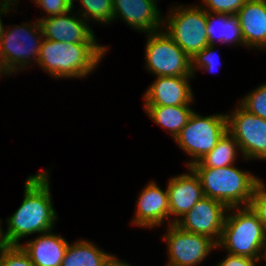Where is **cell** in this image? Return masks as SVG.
Returning a JSON list of instances; mask_svg holds the SVG:
<instances>
[{
  "instance_id": "1",
  "label": "cell",
  "mask_w": 266,
  "mask_h": 266,
  "mask_svg": "<svg viewBox=\"0 0 266 266\" xmlns=\"http://www.w3.org/2000/svg\"><path fill=\"white\" fill-rule=\"evenodd\" d=\"M48 174L29 176L25 183V196L21 206L7 220L4 233L9 245H20L21 238L32 233L51 231L56 212L52 206Z\"/></svg>"
},
{
  "instance_id": "2",
  "label": "cell",
  "mask_w": 266,
  "mask_h": 266,
  "mask_svg": "<svg viewBox=\"0 0 266 266\" xmlns=\"http://www.w3.org/2000/svg\"><path fill=\"white\" fill-rule=\"evenodd\" d=\"M43 39L37 62L55 78L85 77L97 66L106 51V47L98 44Z\"/></svg>"
},
{
  "instance_id": "3",
  "label": "cell",
  "mask_w": 266,
  "mask_h": 266,
  "mask_svg": "<svg viewBox=\"0 0 266 266\" xmlns=\"http://www.w3.org/2000/svg\"><path fill=\"white\" fill-rule=\"evenodd\" d=\"M199 177L203 195L224 203L229 209L238 204L249 206L256 186L261 182L249 172L225 166L222 168H189Z\"/></svg>"
},
{
  "instance_id": "4",
  "label": "cell",
  "mask_w": 266,
  "mask_h": 266,
  "mask_svg": "<svg viewBox=\"0 0 266 266\" xmlns=\"http://www.w3.org/2000/svg\"><path fill=\"white\" fill-rule=\"evenodd\" d=\"M224 246L230 254L260 260L266 248V234L258 216L248 207L229 215L224 220L222 236L217 246Z\"/></svg>"
},
{
  "instance_id": "5",
  "label": "cell",
  "mask_w": 266,
  "mask_h": 266,
  "mask_svg": "<svg viewBox=\"0 0 266 266\" xmlns=\"http://www.w3.org/2000/svg\"><path fill=\"white\" fill-rule=\"evenodd\" d=\"M226 132L225 114L202 117L193 111L187 124L175 138L179 146L194 157L188 167L209 153Z\"/></svg>"
},
{
  "instance_id": "6",
  "label": "cell",
  "mask_w": 266,
  "mask_h": 266,
  "mask_svg": "<svg viewBox=\"0 0 266 266\" xmlns=\"http://www.w3.org/2000/svg\"><path fill=\"white\" fill-rule=\"evenodd\" d=\"M196 7L175 8L169 15L166 33L190 58L205 48L208 43L207 11ZM178 11V12H177Z\"/></svg>"
},
{
  "instance_id": "7",
  "label": "cell",
  "mask_w": 266,
  "mask_h": 266,
  "mask_svg": "<svg viewBox=\"0 0 266 266\" xmlns=\"http://www.w3.org/2000/svg\"><path fill=\"white\" fill-rule=\"evenodd\" d=\"M156 32L149 35L146 43L148 70L157 76H193L191 58L166 32Z\"/></svg>"
},
{
  "instance_id": "8",
  "label": "cell",
  "mask_w": 266,
  "mask_h": 266,
  "mask_svg": "<svg viewBox=\"0 0 266 266\" xmlns=\"http://www.w3.org/2000/svg\"><path fill=\"white\" fill-rule=\"evenodd\" d=\"M33 25L35 30L33 26L31 28L27 27L25 24L24 26L22 25V27L15 26L16 28H14L12 31H4V34L0 40L1 74L2 72H4L3 74L14 72L17 70L18 64H21L19 65L21 67H23L24 64L26 66V60H29L31 58L30 56H35V60L37 62L43 41L40 38V34L43 36V32L41 30L39 21H37V24ZM35 34L38 36L37 38L34 37ZM38 38L39 40H37ZM28 57L29 59H27Z\"/></svg>"
},
{
  "instance_id": "9",
  "label": "cell",
  "mask_w": 266,
  "mask_h": 266,
  "mask_svg": "<svg viewBox=\"0 0 266 266\" xmlns=\"http://www.w3.org/2000/svg\"><path fill=\"white\" fill-rule=\"evenodd\" d=\"M226 115L227 131L239 144V149L248 159H266V119L256 116L242 106Z\"/></svg>"
},
{
  "instance_id": "10",
  "label": "cell",
  "mask_w": 266,
  "mask_h": 266,
  "mask_svg": "<svg viewBox=\"0 0 266 266\" xmlns=\"http://www.w3.org/2000/svg\"><path fill=\"white\" fill-rule=\"evenodd\" d=\"M225 210L229 208L224 203L204 196L183 215V220L176 219L171 224L183 231L207 236L218 244L222 236Z\"/></svg>"
},
{
  "instance_id": "11",
  "label": "cell",
  "mask_w": 266,
  "mask_h": 266,
  "mask_svg": "<svg viewBox=\"0 0 266 266\" xmlns=\"http://www.w3.org/2000/svg\"><path fill=\"white\" fill-rule=\"evenodd\" d=\"M170 263L167 266H195L205 259L217 244L207 236L183 231L170 224L167 236Z\"/></svg>"
},
{
  "instance_id": "12",
  "label": "cell",
  "mask_w": 266,
  "mask_h": 266,
  "mask_svg": "<svg viewBox=\"0 0 266 266\" xmlns=\"http://www.w3.org/2000/svg\"><path fill=\"white\" fill-rule=\"evenodd\" d=\"M67 14L39 18L45 39L64 43L97 44L87 23Z\"/></svg>"
},
{
  "instance_id": "13",
  "label": "cell",
  "mask_w": 266,
  "mask_h": 266,
  "mask_svg": "<svg viewBox=\"0 0 266 266\" xmlns=\"http://www.w3.org/2000/svg\"><path fill=\"white\" fill-rule=\"evenodd\" d=\"M147 89L145 106L189 105L193 100L188 78L192 76H156Z\"/></svg>"
},
{
  "instance_id": "14",
  "label": "cell",
  "mask_w": 266,
  "mask_h": 266,
  "mask_svg": "<svg viewBox=\"0 0 266 266\" xmlns=\"http://www.w3.org/2000/svg\"><path fill=\"white\" fill-rule=\"evenodd\" d=\"M155 0H113V18L120 13L128 25L153 33L161 23Z\"/></svg>"
},
{
  "instance_id": "15",
  "label": "cell",
  "mask_w": 266,
  "mask_h": 266,
  "mask_svg": "<svg viewBox=\"0 0 266 266\" xmlns=\"http://www.w3.org/2000/svg\"><path fill=\"white\" fill-rule=\"evenodd\" d=\"M191 172L192 174L175 176L169 181V215H185L204 197L199 177L193 170Z\"/></svg>"
},
{
  "instance_id": "16",
  "label": "cell",
  "mask_w": 266,
  "mask_h": 266,
  "mask_svg": "<svg viewBox=\"0 0 266 266\" xmlns=\"http://www.w3.org/2000/svg\"><path fill=\"white\" fill-rule=\"evenodd\" d=\"M137 203L133 224L154 227L169 218L168 190L162 191L154 182L144 188Z\"/></svg>"
},
{
  "instance_id": "17",
  "label": "cell",
  "mask_w": 266,
  "mask_h": 266,
  "mask_svg": "<svg viewBox=\"0 0 266 266\" xmlns=\"http://www.w3.org/2000/svg\"><path fill=\"white\" fill-rule=\"evenodd\" d=\"M244 45L266 47V4L263 0H247L236 14Z\"/></svg>"
},
{
  "instance_id": "18",
  "label": "cell",
  "mask_w": 266,
  "mask_h": 266,
  "mask_svg": "<svg viewBox=\"0 0 266 266\" xmlns=\"http://www.w3.org/2000/svg\"><path fill=\"white\" fill-rule=\"evenodd\" d=\"M20 246L35 266H61L68 242L49 231Z\"/></svg>"
},
{
  "instance_id": "19",
  "label": "cell",
  "mask_w": 266,
  "mask_h": 266,
  "mask_svg": "<svg viewBox=\"0 0 266 266\" xmlns=\"http://www.w3.org/2000/svg\"><path fill=\"white\" fill-rule=\"evenodd\" d=\"M146 113L157 124L169 129L174 139L187 124L193 110L188 105L178 106H145Z\"/></svg>"
},
{
  "instance_id": "20",
  "label": "cell",
  "mask_w": 266,
  "mask_h": 266,
  "mask_svg": "<svg viewBox=\"0 0 266 266\" xmlns=\"http://www.w3.org/2000/svg\"><path fill=\"white\" fill-rule=\"evenodd\" d=\"M204 9L207 11V34L209 45H214L215 39H218L222 43L239 42L244 45L241 27L236 15L216 13V16L219 19L217 20L218 23H216L214 22L215 16H213L212 12H209L207 8ZM215 23L218 25L216 30L220 33L218 34L219 36L215 35Z\"/></svg>"
},
{
  "instance_id": "21",
  "label": "cell",
  "mask_w": 266,
  "mask_h": 266,
  "mask_svg": "<svg viewBox=\"0 0 266 266\" xmlns=\"http://www.w3.org/2000/svg\"><path fill=\"white\" fill-rule=\"evenodd\" d=\"M69 245L66 248L61 266H103L112 256L85 240Z\"/></svg>"
},
{
  "instance_id": "22",
  "label": "cell",
  "mask_w": 266,
  "mask_h": 266,
  "mask_svg": "<svg viewBox=\"0 0 266 266\" xmlns=\"http://www.w3.org/2000/svg\"><path fill=\"white\" fill-rule=\"evenodd\" d=\"M239 144L227 131L218 141L216 146L200 161L193 163L189 168H222L234 163Z\"/></svg>"
},
{
  "instance_id": "23",
  "label": "cell",
  "mask_w": 266,
  "mask_h": 266,
  "mask_svg": "<svg viewBox=\"0 0 266 266\" xmlns=\"http://www.w3.org/2000/svg\"><path fill=\"white\" fill-rule=\"evenodd\" d=\"M80 3L85 7L86 11L82 15L86 18L90 15L92 19L106 23L114 20L113 0H80Z\"/></svg>"
},
{
  "instance_id": "24",
  "label": "cell",
  "mask_w": 266,
  "mask_h": 266,
  "mask_svg": "<svg viewBox=\"0 0 266 266\" xmlns=\"http://www.w3.org/2000/svg\"><path fill=\"white\" fill-rule=\"evenodd\" d=\"M241 106L248 112L266 119V84L246 96Z\"/></svg>"
},
{
  "instance_id": "25",
  "label": "cell",
  "mask_w": 266,
  "mask_h": 266,
  "mask_svg": "<svg viewBox=\"0 0 266 266\" xmlns=\"http://www.w3.org/2000/svg\"><path fill=\"white\" fill-rule=\"evenodd\" d=\"M0 266H35L20 245H9L0 253Z\"/></svg>"
},
{
  "instance_id": "26",
  "label": "cell",
  "mask_w": 266,
  "mask_h": 266,
  "mask_svg": "<svg viewBox=\"0 0 266 266\" xmlns=\"http://www.w3.org/2000/svg\"><path fill=\"white\" fill-rule=\"evenodd\" d=\"M249 207L262 222L266 234V187L262 182L256 186Z\"/></svg>"
},
{
  "instance_id": "27",
  "label": "cell",
  "mask_w": 266,
  "mask_h": 266,
  "mask_svg": "<svg viewBox=\"0 0 266 266\" xmlns=\"http://www.w3.org/2000/svg\"><path fill=\"white\" fill-rule=\"evenodd\" d=\"M208 5V9L216 13H225L229 15H236L243 7L247 0H203Z\"/></svg>"
},
{
  "instance_id": "28",
  "label": "cell",
  "mask_w": 266,
  "mask_h": 266,
  "mask_svg": "<svg viewBox=\"0 0 266 266\" xmlns=\"http://www.w3.org/2000/svg\"><path fill=\"white\" fill-rule=\"evenodd\" d=\"M213 48H214L213 45H207L205 48L199 51L193 58H191L192 75H194L193 71L195 70V65H197L198 68L200 67L210 71L214 70L216 65L215 64L216 57ZM216 63L218 64V62Z\"/></svg>"
},
{
  "instance_id": "29",
  "label": "cell",
  "mask_w": 266,
  "mask_h": 266,
  "mask_svg": "<svg viewBox=\"0 0 266 266\" xmlns=\"http://www.w3.org/2000/svg\"><path fill=\"white\" fill-rule=\"evenodd\" d=\"M36 4L44 8L51 16L70 13L72 10V4L67 0H34Z\"/></svg>"
},
{
  "instance_id": "30",
  "label": "cell",
  "mask_w": 266,
  "mask_h": 266,
  "mask_svg": "<svg viewBox=\"0 0 266 266\" xmlns=\"http://www.w3.org/2000/svg\"><path fill=\"white\" fill-rule=\"evenodd\" d=\"M255 261L257 260L229 253L217 266H256Z\"/></svg>"
},
{
  "instance_id": "31",
  "label": "cell",
  "mask_w": 266,
  "mask_h": 266,
  "mask_svg": "<svg viewBox=\"0 0 266 266\" xmlns=\"http://www.w3.org/2000/svg\"><path fill=\"white\" fill-rule=\"evenodd\" d=\"M11 2H13V0H4V3L0 4L2 6V12H0V15L3 13L5 14L7 12V10H10L9 8H10L11 4H9V3H11ZM3 34H4V28H3V24H2L1 19H0V40L3 36Z\"/></svg>"
},
{
  "instance_id": "32",
  "label": "cell",
  "mask_w": 266,
  "mask_h": 266,
  "mask_svg": "<svg viewBox=\"0 0 266 266\" xmlns=\"http://www.w3.org/2000/svg\"><path fill=\"white\" fill-rule=\"evenodd\" d=\"M103 266H130L127 263L120 262L116 257L111 256Z\"/></svg>"
},
{
  "instance_id": "33",
  "label": "cell",
  "mask_w": 266,
  "mask_h": 266,
  "mask_svg": "<svg viewBox=\"0 0 266 266\" xmlns=\"http://www.w3.org/2000/svg\"><path fill=\"white\" fill-rule=\"evenodd\" d=\"M1 222V220H0ZM1 224V223H0ZM9 246L7 240H6V237H5V234H3V231L0 227V253L6 249L7 247Z\"/></svg>"
},
{
  "instance_id": "34",
  "label": "cell",
  "mask_w": 266,
  "mask_h": 266,
  "mask_svg": "<svg viewBox=\"0 0 266 266\" xmlns=\"http://www.w3.org/2000/svg\"><path fill=\"white\" fill-rule=\"evenodd\" d=\"M67 1H69L70 4H72V7H73V0H67Z\"/></svg>"
}]
</instances>
